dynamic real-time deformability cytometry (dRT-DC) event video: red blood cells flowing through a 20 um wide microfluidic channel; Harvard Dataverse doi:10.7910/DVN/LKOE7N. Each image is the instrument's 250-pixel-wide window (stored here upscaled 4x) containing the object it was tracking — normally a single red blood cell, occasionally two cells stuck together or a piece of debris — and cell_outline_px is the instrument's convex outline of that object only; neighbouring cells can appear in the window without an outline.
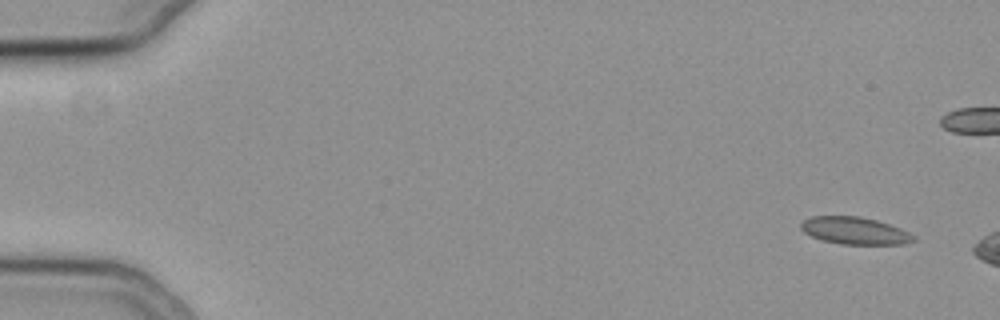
{"species": "common noctule bat (a hibernating species)", "species_latin": "Nyctalus noctula", "temperature_condition": "cold", "stored_images_in_passage": 50, "camera_frame_rate_fps": 3000, "um_per_image_px": 0.085, "animal": {"sex": "female", "body_mass_g": 19.3, "forearm_length_mm": 54.1}, "frame": {"image": 1, "passage_image": 1, "time_ms": 0.0, "image_size_px": [1000, 320], "cell_outline_px": [[916, 240], [904, 244], [840, 244], [824, 240], [812, 236], [804, 232], [800, 228], [800, 224], [804, 220], [812, 216], [860, 216], [876, 220], [900, 228], [908, 232]], "centroid_in_image_um": [72.63, 19.6], "position_along_channel_um": 12.4, "area_um2": 17.69}}
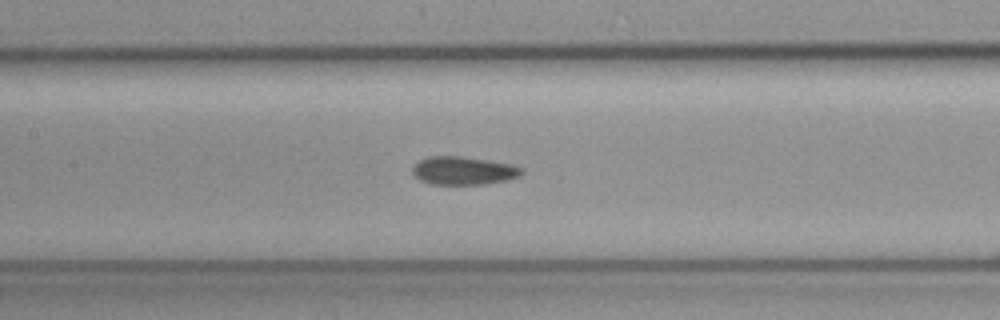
{"frame": {"image": 2, "passage_image": 25, "time_ms": 8.0, "image_size_px": [1000, 320], "cell_outline_px": [[524, 172], [520, 176], [508, 180], [484, 184], [432, 184], [420, 180], [412, 172], [412, 168], [420, 160], [428, 156], [460, 156], [512, 164], [524, 168]], "centroid_in_image_um": [39.43, 14.5], "position_along_channel_um": 168.0, "area_um2": 17.92}}
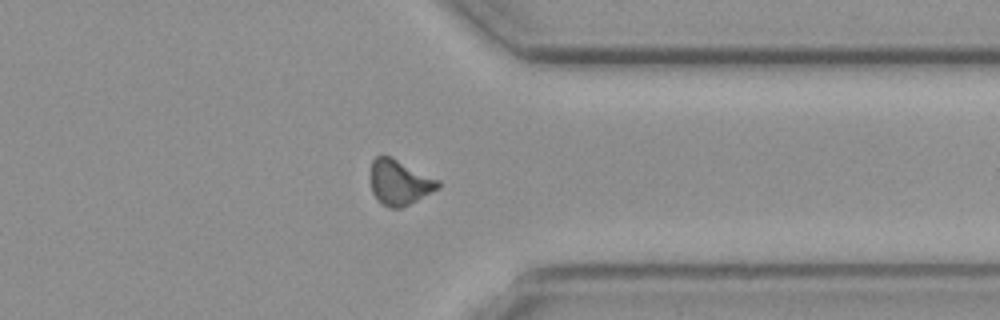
{"frame": {"image": 3, "passage_image": 42, "time_ms": 13.667, "image_size_px": [1000, 320], "cell_outline_px": [[440, 188], [400, 208], [388, 208], [380, 204], [372, 192], [368, 176], [372, 160], [376, 156], [392, 156], [440, 180]], "centroid_in_image_um": [33.91, 15.48], "position_along_channel_um": 377.5, "area_um2": 18.21}}